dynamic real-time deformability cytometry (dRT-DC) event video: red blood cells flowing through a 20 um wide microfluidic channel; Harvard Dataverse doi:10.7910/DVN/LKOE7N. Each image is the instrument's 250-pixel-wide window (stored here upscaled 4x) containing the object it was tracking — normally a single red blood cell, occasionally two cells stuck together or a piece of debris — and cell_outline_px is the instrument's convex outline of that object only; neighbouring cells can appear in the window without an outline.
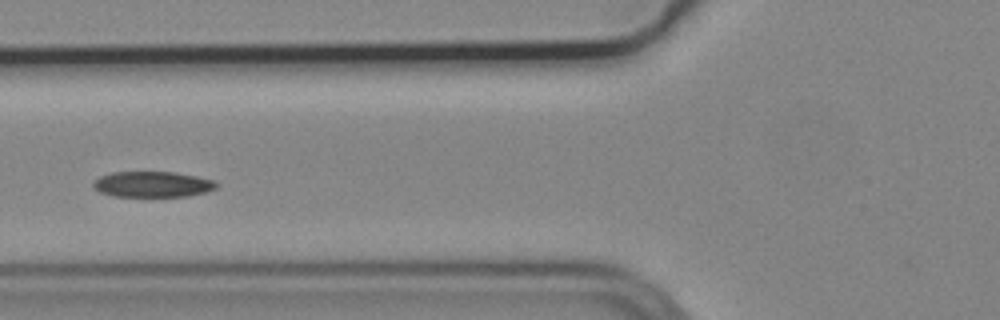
{"species": "common noctule bat (a hibernating species)", "species_latin": "Nyctalus noctula", "temperature_condition": "cold", "stored_images_in_passage": 9, "camera_frame_rate_fps": 3000, "um_per_image_px": 0.085, "animal": {"sex": "male", "body_mass_g": 19.2, "forearm_length_mm": 51.8}, "frame": {"image": 1, "passage_image": 6, "time_ms": 1.667, "image_size_px": [1000, 320], "cell_outline_px": [[220, 184], [216, 188], [204, 192], [188, 196], [112, 196], [100, 192], [92, 188], [92, 180], [100, 176], [112, 172], [176, 172], [216, 180]], "centroid_in_image_um": [12.95, 15.66], "position_along_channel_um": 112.9, "area_um2": 18.67}}
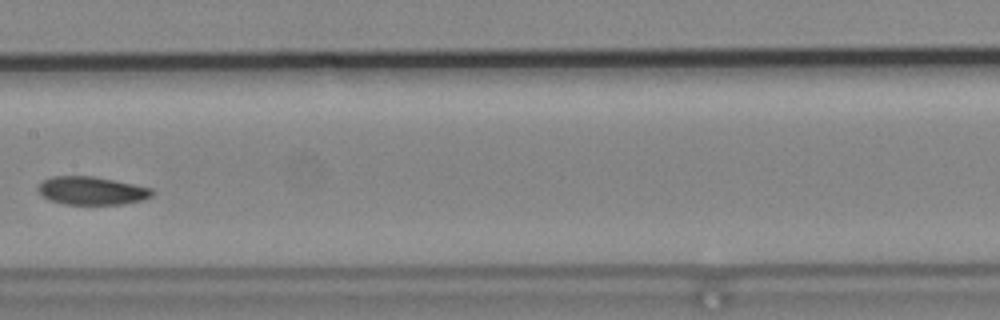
{"frame": {"image": 2, "passage_image": 8, "time_ms": 2.333, "image_size_px": [1000, 320], "cell_outline_px": [[156, 192], [152, 196], [144, 200], [120, 204], [64, 204], [48, 200], [40, 196], [36, 188], [44, 180], [52, 176], [92, 176], [152, 188]], "centroid_in_image_um": [7.77, 16.22], "position_along_channel_um": 199.6, "area_um2": 18.79}}
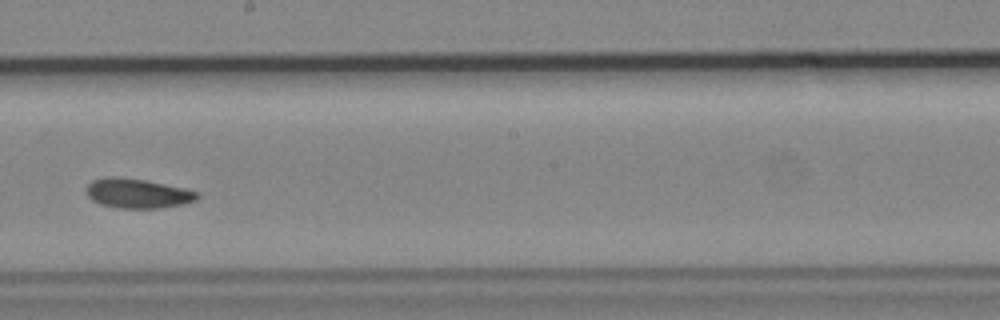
{"frame": {"image": 3, "passage_image": 9, "time_ms": 2.667, "image_size_px": [1000, 320], "cell_outline_px": [[200, 196], [196, 200], [184, 204], [160, 208], [116, 208], [100, 204], [92, 200], [88, 196], [88, 184], [92, 180], [104, 176], [120, 176], [144, 180], [184, 188], [200, 192]], "centroid_in_image_um": [11.7, 16.43], "position_along_channel_um": 236.5, "area_um2": 19.25}}